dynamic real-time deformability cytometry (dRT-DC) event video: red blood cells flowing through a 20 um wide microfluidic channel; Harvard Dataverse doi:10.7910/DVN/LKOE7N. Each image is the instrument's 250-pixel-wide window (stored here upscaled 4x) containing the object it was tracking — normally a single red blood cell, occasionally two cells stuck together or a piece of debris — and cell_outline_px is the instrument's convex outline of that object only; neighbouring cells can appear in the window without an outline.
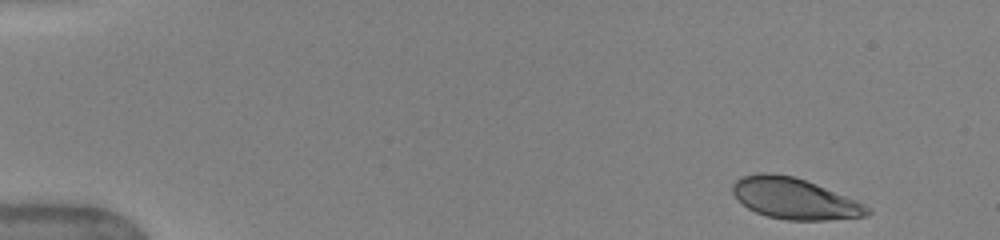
{"species": "human", "species_latin": "Homo sapiens", "temperature_condition": "warm", "stored_images_in_passage": 4, "camera_frame_rate_fps": 3000, "um_per_image_px": 0.085, "donor": {"sex": "female"}, "frame": {"image": 1, "passage_image": 1, "time_ms": 0.0, "image_size_px": [1000, 240], "cell_outline_px": [[872, 212], [868, 216], [828, 220], [788, 220], [768, 216], [756, 212], [748, 208], [732, 192], [732, 184], [736, 180], [744, 176], [760, 172], [768, 172], [792, 176], [816, 184], [856, 200], [872, 208]], "centroid_in_image_um": [67.57, 16.88], "position_along_channel_um": 17.4, "area_um2": 32.02}}